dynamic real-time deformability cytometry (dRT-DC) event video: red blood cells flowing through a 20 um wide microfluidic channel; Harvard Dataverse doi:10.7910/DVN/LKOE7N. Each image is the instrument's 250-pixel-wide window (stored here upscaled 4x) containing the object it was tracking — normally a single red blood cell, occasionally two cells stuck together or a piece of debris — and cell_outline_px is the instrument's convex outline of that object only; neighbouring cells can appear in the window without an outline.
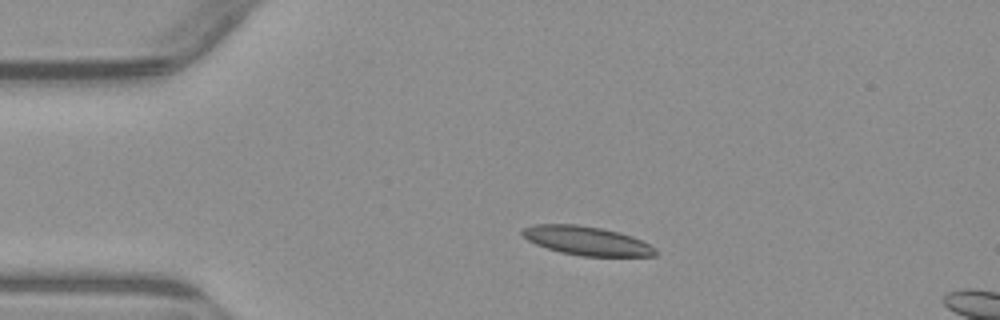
{"species": "common noctule bat (a hibernating species)", "species_latin": "Nyctalus noctula", "temperature_condition": "warm", "stored_images_in_passage": 3, "camera_frame_rate_fps": 3000, "um_per_image_px": 0.085, "animal": {"sex": "male", "body_mass_g": 23.1, "forearm_length_mm": 52.7}, "frame": {"image": 1, "passage_image": 1, "time_ms": 0.0, "image_size_px": [1000, 320], "cell_outline_px": [[660, 252], [656, 256], [580, 256], [560, 252], [536, 244], [528, 240], [520, 232], [524, 228], [536, 224], [576, 224], [604, 228], [620, 232], [632, 236], [656, 248]], "centroid_in_image_um": [49.91, 20.46], "position_along_channel_um": 35.1, "area_um2": 22.48}}